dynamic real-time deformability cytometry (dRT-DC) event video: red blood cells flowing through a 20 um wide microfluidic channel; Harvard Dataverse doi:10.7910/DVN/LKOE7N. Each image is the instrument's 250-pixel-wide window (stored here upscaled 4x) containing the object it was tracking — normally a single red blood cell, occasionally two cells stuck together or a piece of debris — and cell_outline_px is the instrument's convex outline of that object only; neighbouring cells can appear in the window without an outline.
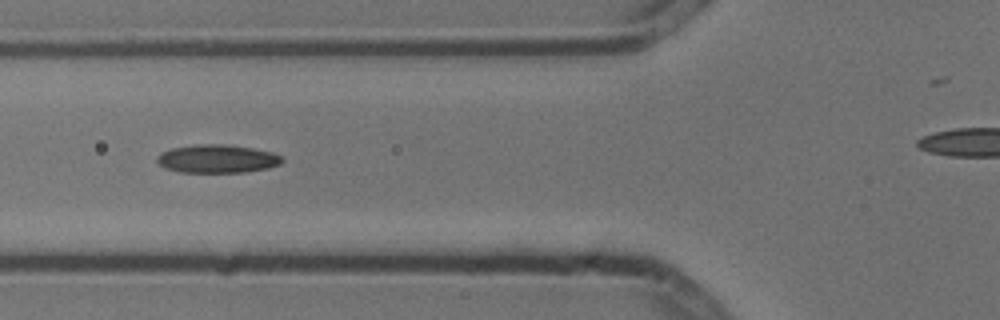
{"species": "common noctule bat (a hibernating species)", "species_latin": "Nyctalus noctula", "temperature_condition": "cold", "stored_images_in_passage": 9, "camera_frame_rate_fps": 3000, "um_per_image_px": 0.085, "animal": {"sex": "male", "body_mass_g": 13.3}, "frame": {"image": 1, "passage_image": 6, "time_ms": 1.667, "image_size_px": [1000, 320], "cell_outline_px": [[284, 160], [280, 164], [268, 168], [244, 172], [180, 172], [164, 168], [156, 160], [156, 156], [172, 148], [196, 144], [224, 144], [252, 148], [272, 152], [280, 156]], "centroid_in_image_um": [18.46, 13.5], "position_along_channel_um": 107.3, "area_um2": 20.52}}
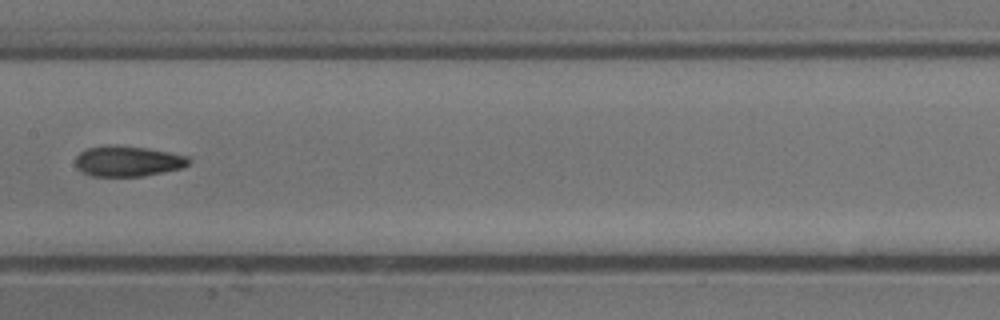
{"frame": {"image": 2, "passage_image": 8, "time_ms": 2.333, "image_size_px": [1000, 320], "cell_outline_px": [[192, 160], [184, 168], [144, 176], [92, 176], [76, 168], [76, 156], [84, 148], [108, 144], [112, 144], [148, 148], [188, 156]], "centroid_in_image_um": [10.87, 13.68], "position_along_channel_um": 196.5, "area_um2": 20.46}}
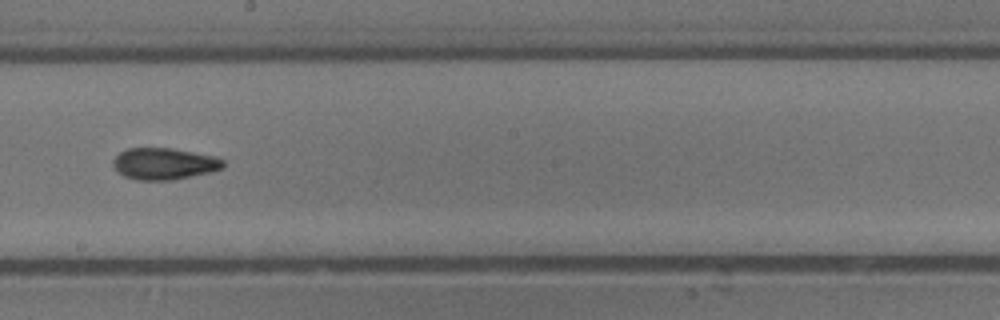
{"frame": {"image": 3, "passage_image": 9, "time_ms": 2.667, "image_size_px": [1000, 320], "cell_outline_px": [[224, 168], [212, 172], [172, 180], [136, 180], [124, 176], [112, 164], [112, 160], [120, 152], [128, 148], [172, 148], [216, 156], [224, 160]], "centroid_in_image_um": [13.98, 13.91], "position_along_channel_um": 234.2, "area_um2": 20.4}}